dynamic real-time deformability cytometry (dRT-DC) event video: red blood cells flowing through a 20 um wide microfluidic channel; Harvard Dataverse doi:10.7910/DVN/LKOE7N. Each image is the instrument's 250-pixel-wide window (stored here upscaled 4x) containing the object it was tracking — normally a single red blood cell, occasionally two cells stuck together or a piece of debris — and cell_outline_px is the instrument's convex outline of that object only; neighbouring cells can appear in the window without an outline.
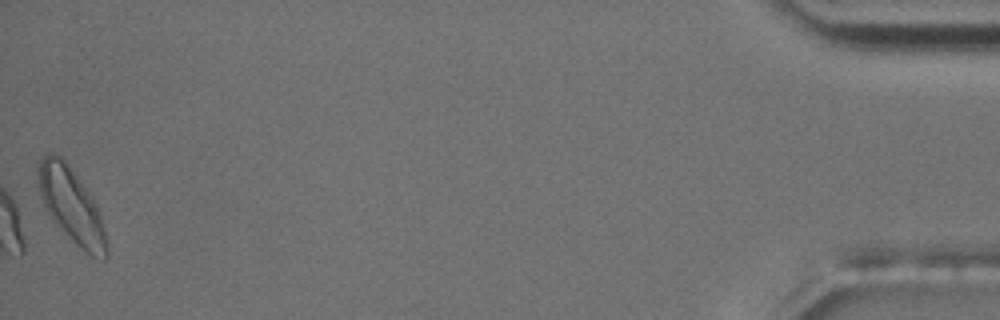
{"species": "common noctule bat (a hibernating species)", "species_latin": "Nyctalus noctula", "temperature_condition": "room temperature", "stored_images_in_passage": 57, "camera_frame_rate_fps": 3000, "um_per_image_px": 0.085, "animal": {"sex": "male", "body_mass_g": 17.5, "forearm_length_mm": 52.3}, "frame": {"image": 1, "passage_image": 57, "time_ms": 18.667, "image_size_px": [1000, 320], "cell_outline_px": [[108, 256], [104, 260], [92, 256], [80, 248], [56, 224], [44, 208], [40, 196], [36, 168], [36, 160], [44, 152], [52, 152], [60, 156], [64, 160], [92, 196], [100, 212], [108, 240]], "centroid_in_image_um": [6.05, 17.43], "position_along_channel_um": 429.2, "area_um2": 30.29}, "authors_computed_cell_mechanics": {"area_um2": 22.7154, "velocity_mm_per_s": 3.5754, "shape_relaxation_time_tau1_ms": 3.5684, "shape_relaxation_time_tau2_ms": 1.7623, "deformation_change_tau1": 0.0876, "deformation_change_tau2": 0.0663}}